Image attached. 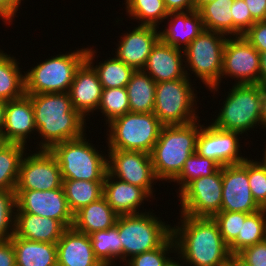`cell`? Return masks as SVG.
Listing matches in <instances>:
<instances>
[{
    "mask_svg": "<svg viewBox=\"0 0 266 266\" xmlns=\"http://www.w3.org/2000/svg\"><path fill=\"white\" fill-rule=\"evenodd\" d=\"M180 217L181 225L172 227L180 262L186 266H226L234 256L220 234L218 223L210 217L185 214Z\"/></svg>",
    "mask_w": 266,
    "mask_h": 266,
    "instance_id": "obj_1",
    "label": "cell"
},
{
    "mask_svg": "<svg viewBox=\"0 0 266 266\" xmlns=\"http://www.w3.org/2000/svg\"><path fill=\"white\" fill-rule=\"evenodd\" d=\"M31 98L37 132L43 140L38 150H50L55 144L82 137L86 119L73 108L68 92L39 93Z\"/></svg>",
    "mask_w": 266,
    "mask_h": 266,
    "instance_id": "obj_2",
    "label": "cell"
},
{
    "mask_svg": "<svg viewBox=\"0 0 266 266\" xmlns=\"http://www.w3.org/2000/svg\"><path fill=\"white\" fill-rule=\"evenodd\" d=\"M196 120L188 124L162 126L159 138L150 153L157 179L172 182L185 161L196 152L202 125Z\"/></svg>",
    "mask_w": 266,
    "mask_h": 266,
    "instance_id": "obj_3",
    "label": "cell"
},
{
    "mask_svg": "<svg viewBox=\"0 0 266 266\" xmlns=\"http://www.w3.org/2000/svg\"><path fill=\"white\" fill-rule=\"evenodd\" d=\"M152 213L118 215L115 226L122 243L120 261L126 262L130 256L157 249L172 235V227Z\"/></svg>",
    "mask_w": 266,
    "mask_h": 266,
    "instance_id": "obj_4",
    "label": "cell"
},
{
    "mask_svg": "<svg viewBox=\"0 0 266 266\" xmlns=\"http://www.w3.org/2000/svg\"><path fill=\"white\" fill-rule=\"evenodd\" d=\"M87 48L58 54L25 73V94L69 92L77 69L86 60Z\"/></svg>",
    "mask_w": 266,
    "mask_h": 266,
    "instance_id": "obj_5",
    "label": "cell"
},
{
    "mask_svg": "<svg viewBox=\"0 0 266 266\" xmlns=\"http://www.w3.org/2000/svg\"><path fill=\"white\" fill-rule=\"evenodd\" d=\"M85 135L57 143L50 152L59 163L62 179L104 181L107 157L86 141Z\"/></svg>",
    "mask_w": 266,
    "mask_h": 266,
    "instance_id": "obj_6",
    "label": "cell"
},
{
    "mask_svg": "<svg viewBox=\"0 0 266 266\" xmlns=\"http://www.w3.org/2000/svg\"><path fill=\"white\" fill-rule=\"evenodd\" d=\"M162 126L154 113L128 112L108 123V148L150 154Z\"/></svg>",
    "mask_w": 266,
    "mask_h": 266,
    "instance_id": "obj_7",
    "label": "cell"
},
{
    "mask_svg": "<svg viewBox=\"0 0 266 266\" xmlns=\"http://www.w3.org/2000/svg\"><path fill=\"white\" fill-rule=\"evenodd\" d=\"M230 90L220 113L211 124L241 135L259 124L261 126V85L234 83Z\"/></svg>",
    "mask_w": 266,
    "mask_h": 266,
    "instance_id": "obj_8",
    "label": "cell"
},
{
    "mask_svg": "<svg viewBox=\"0 0 266 266\" xmlns=\"http://www.w3.org/2000/svg\"><path fill=\"white\" fill-rule=\"evenodd\" d=\"M226 36L220 32L203 29L183 50L186 58L184 60H187L184 64L186 68L189 67L188 70L214 93L219 89Z\"/></svg>",
    "mask_w": 266,
    "mask_h": 266,
    "instance_id": "obj_9",
    "label": "cell"
},
{
    "mask_svg": "<svg viewBox=\"0 0 266 266\" xmlns=\"http://www.w3.org/2000/svg\"><path fill=\"white\" fill-rule=\"evenodd\" d=\"M190 77L156 83L154 114L163 126L188 124L198 120ZM195 103V104H194Z\"/></svg>",
    "mask_w": 266,
    "mask_h": 266,
    "instance_id": "obj_10",
    "label": "cell"
},
{
    "mask_svg": "<svg viewBox=\"0 0 266 266\" xmlns=\"http://www.w3.org/2000/svg\"><path fill=\"white\" fill-rule=\"evenodd\" d=\"M178 195L181 214L213 218L221 211L222 167L212 175L194 179Z\"/></svg>",
    "mask_w": 266,
    "mask_h": 266,
    "instance_id": "obj_11",
    "label": "cell"
},
{
    "mask_svg": "<svg viewBox=\"0 0 266 266\" xmlns=\"http://www.w3.org/2000/svg\"><path fill=\"white\" fill-rule=\"evenodd\" d=\"M26 155L20 162L15 190L46 191L62 187L61 169L50 150H39L28 157Z\"/></svg>",
    "mask_w": 266,
    "mask_h": 266,
    "instance_id": "obj_12",
    "label": "cell"
},
{
    "mask_svg": "<svg viewBox=\"0 0 266 266\" xmlns=\"http://www.w3.org/2000/svg\"><path fill=\"white\" fill-rule=\"evenodd\" d=\"M259 73L260 53L244 36L227 37L220 83L225 75L236 78L235 84H259Z\"/></svg>",
    "mask_w": 266,
    "mask_h": 266,
    "instance_id": "obj_13",
    "label": "cell"
},
{
    "mask_svg": "<svg viewBox=\"0 0 266 266\" xmlns=\"http://www.w3.org/2000/svg\"><path fill=\"white\" fill-rule=\"evenodd\" d=\"M108 173L122 181L143 188L153 195L152 183L157 180L151 156L146 152L108 149Z\"/></svg>",
    "mask_w": 266,
    "mask_h": 266,
    "instance_id": "obj_14",
    "label": "cell"
},
{
    "mask_svg": "<svg viewBox=\"0 0 266 266\" xmlns=\"http://www.w3.org/2000/svg\"><path fill=\"white\" fill-rule=\"evenodd\" d=\"M15 213H29L58 220L65 228L72 227L70 211L63 186L53 190H15Z\"/></svg>",
    "mask_w": 266,
    "mask_h": 266,
    "instance_id": "obj_15",
    "label": "cell"
},
{
    "mask_svg": "<svg viewBox=\"0 0 266 266\" xmlns=\"http://www.w3.org/2000/svg\"><path fill=\"white\" fill-rule=\"evenodd\" d=\"M248 181V158L222 167L221 211L251 214L262 209L254 200Z\"/></svg>",
    "mask_w": 266,
    "mask_h": 266,
    "instance_id": "obj_16",
    "label": "cell"
},
{
    "mask_svg": "<svg viewBox=\"0 0 266 266\" xmlns=\"http://www.w3.org/2000/svg\"><path fill=\"white\" fill-rule=\"evenodd\" d=\"M239 135L238 132L222 130L213 124L202 125L197 138L196 152L202 157L213 159L221 167L239 164L246 159L239 154Z\"/></svg>",
    "mask_w": 266,
    "mask_h": 266,
    "instance_id": "obj_17",
    "label": "cell"
},
{
    "mask_svg": "<svg viewBox=\"0 0 266 266\" xmlns=\"http://www.w3.org/2000/svg\"><path fill=\"white\" fill-rule=\"evenodd\" d=\"M157 27L138 25L129 33H124L120 41L116 57L135 70H142L147 62L152 48L160 39Z\"/></svg>",
    "mask_w": 266,
    "mask_h": 266,
    "instance_id": "obj_18",
    "label": "cell"
},
{
    "mask_svg": "<svg viewBox=\"0 0 266 266\" xmlns=\"http://www.w3.org/2000/svg\"><path fill=\"white\" fill-rule=\"evenodd\" d=\"M182 51L159 39L142 70L156 83L189 77Z\"/></svg>",
    "mask_w": 266,
    "mask_h": 266,
    "instance_id": "obj_19",
    "label": "cell"
},
{
    "mask_svg": "<svg viewBox=\"0 0 266 266\" xmlns=\"http://www.w3.org/2000/svg\"><path fill=\"white\" fill-rule=\"evenodd\" d=\"M102 89L96 70L85 60L77 69L68 92L73 108L86 118L98 109Z\"/></svg>",
    "mask_w": 266,
    "mask_h": 266,
    "instance_id": "obj_20",
    "label": "cell"
},
{
    "mask_svg": "<svg viewBox=\"0 0 266 266\" xmlns=\"http://www.w3.org/2000/svg\"><path fill=\"white\" fill-rule=\"evenodd\" d=\"M34 131H37V128L31 98L25 94L21 98L8 101L0 140L27 146L26 139Z\"/></svg>",
    "mask_w": 266,
    "mask_h": 266,
    "instance_id": "obj_21",
    "label": "cell"
},
{
    "mask_svg": "<svg viewBox=\"0 0 266 266\" xmlns=\"http://www.w3.org/2000/svg\"><path fill=\"white\" fill-rule=\"evenodd\" d=\"M57 244L58 266H103L95 257L90 236L66 228Z\"/></svg>",
    "mask_w": 266,
    "mask_h": 266,
    "instance_id": "obj_22",
    "label": "cell"
},
{
    "mask_svg": "<svg viewBox=\"0 0 266 266\" xmlns=\"http://www.w3.org/2000/svg\"><path fill=\"white\" fill-rule=\"evenodd\" d=\"M103 197L118 215L139 214L143 201L151 198L143 188L115 178L108 172L104 178Z\"/></svg>",
    "mask_w": 266,
    "mask_h": 266,
    "instance_id": "obj_23",
    "label": "cell"
},
{
    "mask_svg": "<svg viewBox=\"0 0 266 266\" xmlns=\"http://www.w3.org/2000/svg\"><path fill=\"white\" fill-rule=\"evenodd\" d=\"M168 18L169 26L160 31V39L178 49L184 50L204 29L199 11L169 12Z\"/></svg>",
    "mask_w": 266,
    "mask_h": 266,
    "instance_id": "obj_24",
    "label": "cell"
},
{
    "mask_svg": "<svg viewBox=\"0 0 266 266\" xmlns=\"http://www.w3.org/2000/svg\"><path fill=\"white\" fill-rule=\"evenodd\" d=\"M66 228L49 217L15 213L14 235L30 241L57 243Z\"/></svg>",
    "mask_w": 266,
    "mask_h": 266,
    "instance_id": "obj_25",
    "label": "cell"
},
{
    "mask_svg": "<svg viewBox=\"0 0 266 266\" xmlns=\"http://www.w3.org/2000/svg\"><path fill=\"white\" fill-rule=\"evenodd\" d=\"M118 214L112 209L104 197L82 207L73 214L72 227L84 234L112 228Z\"/></svg>",
    "mask_w": 266,
    "mask_h": 266,
    "instance_id": "obj_26",
    "label": "cell"
},
{
    "mask_svg": "<svg viewBox=\"0 0 266 266\" xmlns=\"http://www.w3.org/2000/svg\"><path fill=\"white\" fill-rule=\"evenodd\" d=\"M10 240L17 266H58L56 243L30 241L15 235Z\"/></svg>",
    "mask_w": 266,
    "mask_h": 266,
    "instance_id": "obj_27",
    "label": "cell"
},
{
    "mask_svg": "<svg viewBox=\"0 0 266 266\" xmlns=\"http://www.w3.org/2000/svg\"><path fill=\"white\" fill-rule=\"evenodd\" d=\"M130 112L153 113L156 82L143 70H135L126 85Z\"/></svg>",
    "mask_w": 266,
    "mask_h": 266,
    "instance_id": "obj_28",
    "label": "cell"
},
{
    "mask_svg": "<svg viewBox=\"0 0 266 266\" xmlns=\"http://www.w3.org/2000/svg\"><path fill=\"white\" fill-rule=\"evenodd\" d=\"M94 53H96L95 50L87 47L86 60L96 70L102 88L126 87L135 69L126 65L116 56L114 58L111 57V59L109 57V59L102 63L99 62V65L94 66L93 60L96 56Z\"/></svg>",
    "mask_w": 266,
    "mask_h": 266,
    "instance_id": "obj_29",
    "label": "cell"
},
{
    "mask_svg": "<svg viewBox=\"0 0 266 266\" xmlns=\"http://www.w3.org/2000/svg\"><path fill=\"white\" fill-rule=\"evenodd\" d=\"M18 64L15 57L0 52V100L8 102L25 95V74Z\"/></svg>",
    "mask_w": 266,
    "mask_h": 266,
    "instance_id": "obj_30",
    "label": "cell"
},
{
    "mask_svg": "<svg viewBox=\"0 0 266 266\" xmlns=\"http://www.w3.org/2000/svg\"><path fill=\"white\" fill-rule=\"evenodd\" d=\"M104 181L63 179V188L67 204L74 214L84 206L103 197Z\"/></svg>",
    "mask_w": 266,
    "mask_h": 266,
    "instance_id": "obj_31",
    "label": "cell"
},
{
    "mask_svg": "<svg viewBox=\"0 0 266 266\" xmlns=\"http://www.w3.org/2000/svg\"><path fill=\"white\" fill-rule=\"evenodd\" d=\"M26 149L23 144L0 142V190H15Z\"/></svg>",
    "mask_w": 266,
    "mask_h": 266,
    "instance_id": "obj_32",
    "label": "cell"
},
{
    "mask_svg": "<svg viewBox=\"0 0 266 266\" xmlns=\"http://www.w3.org/2000/svg\"><path fill=\"white\" fill-rule=\"evenodd\" d=\"M233 2L234 0H213L203 6L199 10L203 28L230 35V37L233 36V18L231 15Z\"/></svg>",
    "mask_w": 266,
    "mask_h": 266,
    "instance_id": "obj_33",
    "label": "cell"
},
{
    "mask_svg": "<svg viewBox=\"0 0 266 266\" xmlns=\"http://www.w3.org/2000/svg\"><path fill=\"white\" fill-rule=\"evenodd\" d=\"M266 233V209L249 214L236 239L229 245L230 253L235 257L244 248L264 241Z\"/></svg>",
    "mask_w": 266,
    "mask_h": 266,
    "instance_id": "obj_34",
    "label": "cell"
},
{
    "mask_svg": "<svg viewBox=\"0 0 266 266\" xmlns=\"http://www.w3.org/2000/svg\"><path fill=\"white\" fill-rule=\"evenodd\" d=\"M89 236L95 257L103 266H112L115 260L122 259V243L115 225L107 230L95 231Z\"/></svg>",
    "mask_w": 266,
    "mask_h": 266,
    "instance_id": "obj_35",
    "label": "cell"
},
{
    "mask_svg": "<svg viewBox=\"0 0 266 266\" xmlns=\"http://www.w3.org/2000/svg\"><path fill=\"white\" fill-rule=\"evenodd\" d=\"M129 17L141 21L139 25L159 28L160 22L169 15L163 0H125ZM159 23V24H158Z\"/></svg>",
    "mask_w": 266,
    "mask_h": 266,
    "instance_id": "obj_36",
    "label": "cell"
},
{
    "mask_svg": "<svg viewBox=\"0 0 266 266\" xmlns=\"http://www.w3.org/2000/svg\"><path fill=\"white\" fill-rule=\"evenodd\" d=\"M221 166L213 159L193 153L184 163L179 175L173 180L177 182L179 193L194 179L214 174Z\"/></svg>",
    "mask_w": 266,
    "mask_h": 266,
    "instance_id": "obj_37",
    "label": "cell"
},
{
    "mask_svg": "<svg viewBox=\"0 0 266 266\" xmlns=\"http://www.w3.org/2000/svg\"><path fill=\"white\" fill-rule=\"evenodd\" d=\"M97 110H101V113L106 117V124L130 112L126 87L103 88Z\"/></svg>",
    "mask_w": 266,
    "mask_h": 266,
    "instance_id": "obj_38",
    "label": "cell"
},
{
    "mask_svg": "<svg viewBox=\"0 0 266 266\" xmlns=\"http://www.w3.org/2000/svg\"><path fill=\"white\" fill-rule=\"evenodd\" d=\"M169 253H176V245L172 235L157 249L130 257L126 261V266H166L172 258L168 257L170 256Z\"/></svg>",
    "mask_w": 266,
    "mask_h": 266,
    "instance_id": "obj_39",
    "label": "cell"
},
{
    "mask_svg": "<svg viewBox=\"0 0 266 266\" xmlns=\"http://www.w3.org/2000/svg\"><path fill=\"white\" fill-rule=\"evenodd\" d=\"M16 207L15 190H0V239L14 235Z\"/></svg>",
    "mask_w": 266,
    "mask_h": 266,
    "instance_id": "obj_40",
    "label": "cell"
},
{
    "mask_svg": "<svg viewBox=\"0 0 266 266\" xmlns=\"http://www.w3.org/2000/svg\"><path fill=\"white\" fill-rule=\"evenodd\" d=\"M249 187L256 203L266 209V166L259 161L248 160Z\"/></svg>",
    "mask_w": 266,
    "mask_h": 266,
    "instance_id": "obj_41",
    "label": "cell"
},
{
    "mask_svg": "<svg viewBox=\"0 0 266 266\" xmlns=\"http://www.w3.org/2000/svg\"><path fill=\"white\" fill-rule=\"evenodd\" d=\"M249 214L243 212L220 211L213 219L218 223L223 240L230 245L238 236L242 222Z\"/></svg>",
    "mask_w": 266,
    "mask_h": 266,
    "instance_id": "obj_42",
    "label": "cell"
},
{
    "mask_svg": "<svg viewBox=\"0 0 266 266\" xmlns=\"http://www.w3.org/2000/svg\"><path fill=\"white\" fill-rule=\"evenodd\" d=\"M233 18V36L243 34L255 23L244 0H234L231 6Z\"/></svg>",
    "mask_w": 266,
    "mask_h": 266,
    "instance_id": "obj_43",
    "label": "cell"
},
{
    "mask_svg": "<svg viewBox=\"0 0 266 266\" xmlns=\"http://www.w3.org/2000/svg\"><path fill=\"white\" fill-rule=\"evenodd\" d=\"M244 266H266V244L261 242L244 248L235 256Z\"/></svg>",
    "mask_w": 266,
    "mask_h": 266,
    "instance_id": "obj_44",
    "label": "cell"
},
{
    "mask_svg": "<svg viewBox=\"0 0 266 266\" xmlns=\"http://www.w3.org/2000/svg\"><path fill=\"white\" fill-rule=\"evenodd\" d=\"M243 36L259 53L266 51V21L255 22Z\"/></svg>",
    "mask_w": 266,
    "mask_h": 266,
    "instance_id": "obj_45",
    "label": "cell"
},
{
    "mask_svg": "<svg viewBox=\"0 0 266 266\" xmlns=\"http://www.w3.org/2000/svg\"><path fill=\"white\" fill-rule=\"evenodd\" d=\"M15 251L10 239H0V266H15Z\"/></svg>",
    "mask_w": 266,
    "mask_h": 266,
    "instance_id": "obj_46",
    "label": "cell"
},
{
    "mask_svg": "<svg viewBox=\"0 0 266 266\" xmlns=\"http://www.w3.org/2000/svg\"><path fill=\"white\" fill-rule=\"evenodd\" d=\"M20 4L21 0H0V17L5 23L12 22Z\"/></svg>",
    "mask_w": 266,
    "mask_h": 266,
    "instance_id": "obj_47",
    "label": "cell"
},
{
    "mask_svg": "<svg viewBox=\"0 0 266 266\" xmlns=\"http://www.w3.org/2000/svg\"><path fill=\"white\" fill-rule=\"evenodd\" d=\"M255 22L264 21L266 17V0H244Z\"/></svg>",
    "mask_w": 266,
    "mask_h": 266,
    "instance_id": "obj_48",
    "label": "cell"
},
{
    "mask_svg": "<svg viewBox=\"0 0 266 266\" xmlns=\"http://www.w3.org/2000/svg\"><path fill=\"white\" fill-rule=\"evenodd\" d=\"M168 12H188L193 10V0H163Z\"/></svg>",
    "mask_w": 266,
    "mask_h": 266,
    "instance_id": "obj_49",
    "label": "cell"
},
{
    "mask_svg": "<svg viewBox=\"0 0 266 266\" xmlns=\"http://www.w3.org/2000/svg\"><path fill=\"white\" fill-rule=\"evenodd\" d=\"M259 84L261 86L266 85V51L260 53Z\"/></svg>",
    "mask_w": 266,
    "mask_h": 266,
    "instance_id": "obj_50",
    "label": "cell"
},
{
    "mask_svg": "<svg viewBox=\"0 0 266 266\" xmlns=\"http://www.w3.org/2000/svg\"><path fill=\"white\" fill-rule=\"evenodd\" d=\"M261 121L262 127H266V85L261 86Z\"/></svg>",
    "mask_w": 266,
    "mask_h": 266,
    "instance_id": "obj_51",
    "label": "cell"
},
{
    "mask_svg": "<svg viewBox=\"0 0 266 266\" xmlns=\"http://www.w3.org/2000/svg\"><path fill=\"white\" fill-rule=\"evenodd\" d=\"M6 103L3 100H0V137L2 134V130L4 127V122H5V108H6Z\"/></svg>",
    "mask_w": 266,
    "mask_h": 266,
    "instance_id": "obj_52",
    "label": "cell"
},
{
    "mask_svg": "<svg viewBox=\"0 0 266 266\" xmlns=\"http://www.w3.org/2000/svg\"><path fill=\"white\" fill-rule=\"evenodd\" d=\"M213 0H193V10L199 11L203 6L210 3Z\"/></svg>",
    "mask_w": 266,
    "mask_h": 266,
    "instance_id": "obj_53",
    "label": "cell"
},
{
    "mask_svg": "<svg viewBox=\"0 0 266 266\" xmlns=\"http://www.w3.org/2000/svg\"><path fill=\"white\" fill-rule=\"evenodd\" d=\"M226 266H244L236 257H233Z\"/></svg>",
    "mask_w": 266,
    "mask_h": 266,
    "instance_id": "obj_54",
    "label": "cell"
},
{
    "mask_svg": "<svg viewBox=\"0 0 266 266\" xmlns=\"http://www.w3.org/2000/svg\"><path fill=\"white\" fill-rule=\"evenodd\" d=\"M183 265H184L183 261L180 264L178 261H174L172 258L166 266H183Z\"/></svg>",
    "mask_w": 266,
    "mask_h": 266,
    "instance_id": "obj_55",
    "label": "cell"
},
{
    "mask_svg": "<svg viewBox=\"0 0 266 266\" xmlns=\"http://www.w3.org/2000/svg\"><path fill=\"white\" fill-rule=\"evenodd\" d=\"M266 147V146H265ZM264 157H263V160L261 161L265 166H266V148L264 150Z\"/></svg>",
    "mask_w": 266,
    "mask_h": 266,
    "instance_id": "obj_56",
    "label": "cell"
},
{
    "mask_svg": "<svg viewBox=\"0 0 266 266\" xmlns=\"http://www.w3.org/2000/svg\"><path fill=\"white\" fill-rule=\"evenodd\" d=\"M264 242H265V244H266V233H265V237H264Z\"/></svg>",
    "mask_w": 266,
    "mask_h": 266,
    "instance_id": "obj_57",
    "label": "cell"
}]
</instances>
